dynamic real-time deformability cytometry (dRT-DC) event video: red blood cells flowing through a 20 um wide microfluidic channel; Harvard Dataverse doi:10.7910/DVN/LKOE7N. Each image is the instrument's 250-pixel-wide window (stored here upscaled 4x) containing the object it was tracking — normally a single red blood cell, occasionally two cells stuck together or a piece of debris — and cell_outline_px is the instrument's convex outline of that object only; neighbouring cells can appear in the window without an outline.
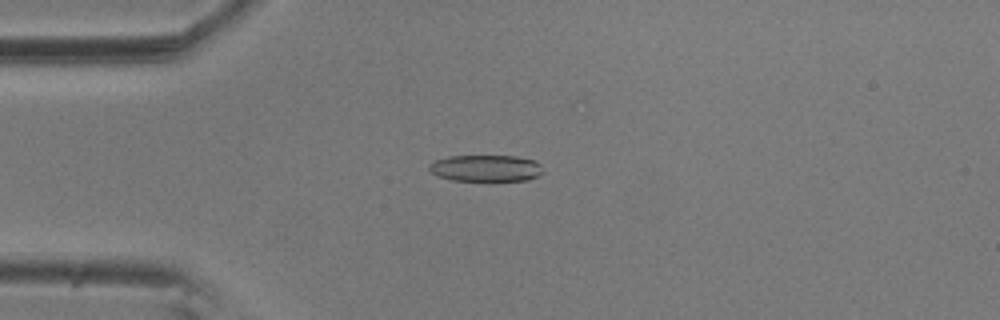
{"species": "common noctule bat (a hibernating species)", "species_latin": "Nyctalus noctula", "temperature_condition": "room temperature", "stored_images_in_passage": 5, "camera_frame_rate_fps": 3000, "um_per_image_px": 0.085, "animal": {"sex": "male", "body_mass_g": 20.5, "forearm_length_mm": 52.5}, "frame": {"image": 1, "passage_image": 4, "time_ms": 1.0, "image_size_px": [1000, 320], "cell_outline_px": [[544, 172], [528, 180], [452, 180], [436, 176], [428, 168], [428, 164], [436, 160], [448, 156], [516, 156], [536, 160], [540, 164]], "centroid_in_image_um": [41.3, 14.29], "position_along_channel_um": 43.7, "area_um2": 17.63}}